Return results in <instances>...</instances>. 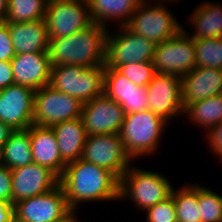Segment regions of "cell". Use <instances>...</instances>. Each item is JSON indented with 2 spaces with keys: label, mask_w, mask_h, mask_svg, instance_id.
<instances>
[{
  "label": "cell",
  "mask_w": 222,
  "mask_h": 222,
  "mask_svg": "<svg viewBox=\"0 0 222 222\" xmlns=\"http://www.w3.org/2000/svg\"><path fill=\"white\" fill-rule=\"evenodd\" d=\"M33 162L29 128L15 130L2 146V165L10 169L24 167Z\"/></svg>",
  "instance_id": "obj_26"
},
{
  "label": "cell",
  "mask_w": 222,
  "mask_h": 222,
  "mask_svg": "<svg viewBox=\"0 0 222 222\" xmlns=\"http://www.w3.org/2000/svg\"><path fill=\"white\" fill-rule=\"evenodd\" d=\"M81 159L109 170L119 180L134 161L119 134L88 135Z\"/></svg>",
  "instance_id": "obj_11"
},
{
  "label": "cell",
  "mask_w": 222,
  "mask_h": 222,
  "mask_svg": "<svg viewBox=\"0 0 222 222\" xmlns=\"http://www.w3.org/2000/svg\"><path fill=\"white\" fill-rule=\"evenodd\" d=\"M124 116L120 104L104 93L84 103L81 112L87 135L119 134Z\"/></svg>",
  "instance_id": "obj_14"
},
{
  "label": "cell",
  "mask_w": 222,
  "mask_h": 222,
  "mask_svg": "<svg viewBox=\"0 0 222 222\" xmlns=\"http://www.w3.org/2000/svg\"><path fill=\"white\" fill-rule=\"evenodd\" d=\"M12 171V204L53 190L59 178L47 167L34 162Z\"/></svg>",
  "instance_id": "obj_16"
},
{
  "label": "cell",
  "mask_w": 222,
  "mask_h": 222,
  "mask_svg": "<svg viewBox=\"0 0 222 222\" xmlns=\"http://www.w3.org/2000/svg\"><path fill=\"white\" fill-rule=\"evenodd\" d=\"M145 212L146 222H178L172 194Z\"/></svg>",
  "instance_id": "obj_32"
},
{
  "label": "cell",
  "mask_w": 222,
  "mask_h": 222,
  "mask_svg": "<svg viewBox=\"0 0 222 222\" xmlns=\"http://www.w3.org/2000/svg\"><path fill=\"white\" fill-rule=\"evenodd\" d=\"M0 199L12 204V171L7 166H0Z\"/></svg>",
  "instance_id": "obj_35"
},
{
  "label": "cell",
  "mask_w": 222,
  "mask_h": 222,
  "mask_svg": "<svg viewBox=\"0 0 222 222\" xmlns=\"http://www.w3.org/2000/svg\"><path fill=\"white\" fill-rule=\"evenodd\" d=\"M70 210L60 184L49 192L13 204L14 222H54Z\"/></svg>",
  "instance_id": "obj_12"
},
{
  "label": "cell",
  "mask_w": 222,
  "mask_h": 222,
  "mask_svg": "<svg viewBox=\"0 0 222 222\" xmlns=\"http://www.w3.org/2000/svg\"><path fill=\"white\" fill-rule=\"evenodd\" d=\"M148 90V109L162 116L169 123L172 118L184 115L182 106L181 77L156 73L152 81L146 86Z\"/></svg>",
  "instance_id": "obj_13"
},
{
  "label": "cell",
  "mask_w": 222,
  "mask_h": 222,
  "mask_svg": "<svg viewBox=\"0 0 222 222\" xmlns=\"http://www.w3.org/2000/svg\"><path fill=\"white\" fill-rule=\"evenodd\" d=\"M48 0H8L6 22L45 20Z\"/></svg>",
  "instance_id": "obj_28"
},
{
  "label": "cell",
  "mask_w": 222,
  "mask_h": 222,
  "mask_svg": "<svg viewBox=\"0 0 222 222\" xmlns=\"http://www.w3.org/2000/svg\"><path fill=\"white\" fill-rule=\"evenodd\" d=\"M10 126L0 121V147H2L8 140L10 135L14 132Z\"/></svg>",
  "instance_id": "obj_38"
},
{
  "label": "cell",
  "mask_w": 222,
  "mask_h": 222,
  "mask_svg": "<svg viewBox=\"0 0 222 222\" xmlns=\"http://www.w3.org/2000/svg\"><path fill=\"white\" fill-rule=\"evenodd\" d=\"M117 28L114 33L107 31L106 67L116 69L127 63L152 62L156 48L153 41L132 32L127 26Z\"/></svg>",
  "instance_id": "obj_7"
},
{
  "label": "cell",
  "mask_w": 222,
  "mask_h": 222,
  "mask_svg": "<svg viewBox=\"0 0 222 222\" xmlns=\"http://www.w3.org/2000/svg\"><path fill=\"white\" fill-rule=\"evenodd\" d=\"M105 65L86 68L77 65L53 66L49 85L81 103L103 94Z\"/></svg>",
  "instance_id": "obj_6"
},
{
  "label": "cell",
  "mask_w": 222,
  "mask_h": 222,
  "mask_svg": "<svg viewBox=\"0 0 222 222\" xmlns=\"http://www.w3.org/2000/svg\"><path fill=\"white\" fill-rule=\"evenodd\" d=\"M29 135L33 162L47 167L60 178L67 164L60 156L57 138L52 127L31 125Z\"/></svg>",
  "instance_id": "obj_20"
},
{
  "label": "cell",
  "mask_w": 222,
  "mask_h": 222,
  "mask_svg": "<svg viewBox=\"0 0 222 222\" xmlns=\"http://www.w3.org/2000/svg\"><path fill=\"white\" fill-rule=\"evenodd\" d=\"M182 106L222 94V70L195 67L182 78Z\"/></svg>",
  "instance_id": "obj_19"
},
{
  "label": "cell",
  "mask_w": 222,
  "mask_h": 222,
  "mask_svg": "<svg viewBox=\"0 0 222 222\" xmlns=\"http://www.w3.org/2000/svg\"><path fill=\"white\" fill-rule=\"evenodd\" d=\"M11 66L15 84L36 91L50 83L52 65L48 52L16 54Z\"/></svg>",
  "instance_id": "obj_18"
},
{
  "label": "cell",
  "mask_w": 222,
  "mask_h": 222,
  "mask_svg": "<svg viewBox=\"0 0 222 222\" xmlns=\"http://www.w3.org/2000/svg\"><path fill=\"white\" fill-rule=\"evenodd\" d=\"M201 222H222V195L198 184Z\"/></svg>",
  "instance_id": "obj_30"
},
{
  "label": "cell",
  "mask_w": 222,
  "mask_h": 222,
  "mask_svg": "<svg viewBox=\"0 0 222 222\" xmlns=\"http://www.w3.org/2000/svg\"><path fill=\"white\" fill-rule=\"evenodd\" d=\"M173 186L169 178L155 170L134 167L133 162L122 175L119 185V200L128 201L136 210L145 212L171 195Z\"/></svg>",
  "instance_id": "obj_4"
},
{
  "label": "cell",
  "mask_w": 222,
  "mask_h": 222,
  "mask_svg": "<svg viewBox=\"0 0 222 222\" xmlns=\"http://www.w3.org/2000/svg\"><path fill=\"white\" fill-rule=\"evenodd\" d=\"M168 124L162 116L149 109L125 114L119 136L131 159L154 154Z\"/></svg>",
  "instance_id": "obj_3"
},
{
  "label": "cell",
  "mask_w": 222,
  "mask_h": 222,
  "mask_svg": "<svg viewBox=\"0 0 222 222\" xmlns=\"http://www.w3.org/2000/svg\"><path fill=\"white\" fill-rule=\"evenodd\" d=\"M35 91L19 84L0 90V121L13 130H27L33 125Z\"/></svg>",
  "instance_id": "obj_15"
},
{
  "label": "cell",
  "mask_w": 222,
  "mask_h": 222,
  "mask_svg": "<svg viewBox=\"0 0 222 222\" xmlns=\"http://www.w3.org/2000/svg\"><path fill=\"white\" fill-rule=\"evenodd\" d=\"M195 67H210L222 70V38L194 40Z\"/></svg>",
  "instance_id": "obj_29"
},
{
  "label": "cell",
  "mask_w": 222,
  "mask_h": 222,
  "mask_svg": "<svg viewBox=\"0 0 222 222\" xmlns=\"http://www.w3.org/2000/svg\"><path fill=\"white\" fill-rule=\"evenodd\" d=\"M116 70L126 76L133 84L146 87L156 75L152 62L127 63L120 65Z\"/></svg>",
  "instance_id": "obj_31"
},
{
  "label": "cell",
  "mask_w": 222,
  "mask_h": 222,
  "mask_svg": "<svg viewBox=\"0 0 222 222\" xmlns=\"http://www.w3.org/2000/svg\"><path fill=\"white\" fill-rule=\"evenodd\" d=\"M0 222H14L13 204L0 199Z\"/></svg>",
  "instance_id": "obj_37"
},
{
  "label": "cell",
  "mask_w": 222,
  "mask_h": 222,
  "mask_svg": "<svg viewBox=\"0 0 222 222\" xmlns=\"http://www.w3.org/2000/svg\"><path fill=\"white\" fill-rule=\"evenodd\" d=\"M45 21L49 39L69 36L93 24L87 0H48Z\"/></svg>",
  "instance_id": "obj_9"
},
{
  "label": "cell",
  "mask_w": 222,
  "mask_h": 222,
  "mask_svg": "<svg viewBox=\"0 0 222 222\" xmlns=\"http://www.w3.org/2000/svg\"><path fill=\"white\" fill-rule=\"evenodd\" d=\"M14 83L11 61H0V90Z\"/></svg>",
  "instance_id": "obj_36"
},
{
  "label": "cell",
  "mask_w": 222,
  "mask_h": 222,
  "mask_svg": "<svg viewBox=\"0 0 222 222\" xmlns=\"http://www.w3.org/2000/svg\"><path fill=\"white\" fill-rule=\"evenodd\" d=\"M108 29L93 23L87 29L66 37L49 39L48 57L51 65H77L86 68L105 65Z\"/></svg>",
  "instance_id": "obj_2"
},
{
  "label": "cell",
  "mask_w": 222,
  "mask_h": 222,
  "mask_svg": "<svg viewBox=\"0 0 222 222\" xmlns=\"http://www.w3.org/2000/svg\"><path fill=\"white\" fill-rule=\"evenodd\" d=\"M77 210L71 209L66 215L62 216L61 218L55 220L54 222H80L77 220Z\"/></svg>",
  "instance_id": "obj_39"
},
{
  "label": "cell",
  "mask_w": 222,
  "mask_h": 222,
  "mask_svg": "<svg viewBox=\"0 0 222 222\" xmlns=\"http://www.w3.org/2000/svg\"><path fill=\"white\" fill-rule=\"evenodd\" d=\"M59 184L73 210L89 201H119L120 180L109 170L82 159L66 165Z\"/></svg>",
  "instance_id": "obj_1"
},
{
  "label": "cell",
  "mask_w": 222,
  "mask_h": 222,
  "mask_svg": "<svg viewBox=\"0 0 222 222\" xmlns=\"http://www.w3.org/2000/svg\"><path fill=\"white\" fill-rule=\"evenodd\" d=\"M142 0H87L93 23L109 29L110 22L126 26Z\"/></svg>",
  "instance_id": "obj_23"
},
{
  "label": "cell",
  "mask_w": 222,
  "mask_h": 222,
  "mask_svg": "<svg viewBox=\"0 0 222 222\" xmlns=\"http://www.w3.org/2000/svg\"><path fill=\"white\" fill-rule=\"evenodd\" d=\"M188 16V22L193 28V33L189 36L194 40L222 38L221 4L203 1Z\"/></svg>",
  "instance_id": "obj_24"
},
{
  "label": "cell",
  "mask_w": 222,
  "mask_h": 222,
  "mask_svg": "<svg viewBox=\"0 0 222 222\" xmlns=\"http://www.w3.org/2000/svg\"><path fill=\"white\" fill-rule=\"evenodd\" d=\"M178 222H201L198 203V183H187L171 192Z\"/></svg>",
  "instance_id": "obj_27"
},
{
  "label": "cell",
  "mask_w": 222,
  "mask_h": 222,
  "mask_svg": "<svg viewBox=\"0 0 222 222\" xmlns=\"http://www.w3.org/2000/svg\"><path fill=\"white\" fill-rule=\"evenodd\" d=\"M16 54L48 52V31L45 20L8 23Z\"/></svg>",
  "instance_id": "obj_21"
},
{
  "label": "cell",
  "mask_w": 222,
  "mask_h": 222,
  "mask_svg": "<svg viewBox=\"0 0 222 222\" xmlns=\"http://www.w3.org/2000/svg\"><path fill=\"white\" fill-rule=\"evenodd\" d=\"M7 10H8V0H0V22L6 20Z\"/></svg>",
  "instance_id": "obj_40"
},
{
  "label": "cell",
  "mask_w": 222,
  "mask_h": 222,
  "mask_svg": "<svg viewBox=\"0 0 222 222\" xmlns=\"http://www.w3.org/2000/svg\"><path fill=\"white\" fill-rule=\"evenodd\" d=\"M2 165V147H0V166Z\"/></svg>",
  "instance_id": "obj_41"
},
{
  "label": "cell",
  "mask_w": 222,
  "mask_h": 222,
  "mask_svg": "<svg viewBox=\"0 0 222 222\" xmlns=\"http://www.w3.org/2000/svg\"><path fill=\"white\" fill-rule=\"evenodd\" d=\"M204 136L211 150L210 152H213L215 156L222 160V121L205 132Z\"/></svg>",
  "instance_id": "obj_34"
},
{
  "label": "cell",
  "mask_w": 222,
  "mask_h": 222,
  "mask_svg": "<svg viewBox=\"0 0 222 222\" xmlns=\"http://www.w3.org/2000/svg\"><path fill=\"white\" fill-rule=\"evenodd\" d=\"M174 1L179 2L178 0H142L126 26L132 32L155 44L174 37L183 27L165 5Z\"/></svg>",
  "instance_id": "obj_5"
},
{
  "label": "cell",
  "mask_w": 222,
  "mask_h": 222,
  "mask_svg": "<svg viewBox=\"0 0 222 222\" xmlns=\"http://www.w3.org/2000/svg\"><path fill=\"white\" fill-rule=\"evenodd\" d=\"M188 122L204 128L207 132L222 121V94L189 104L184 109Z\"/></svg>",
  "instance_id": "obj_25"
},
{
  "label": "cell",
  "mask_w": 222,
  "mask_h": 222,
  "mask_svg": "<svg viewBox=\"0 0 222 222\" xmlns=\"http://www.w3.org/2000/svg\"><path fill=\"white\" fill-rule=\"evenodd\" d=\"M83 103L73 96L59 92L50 85L34 94L32 123L35 126H49L81 117Z\"/></svg>",
  "instance_id": "obj_10"
},
{
  "label": "cell",
  "mask_w": 222,
  "mask_h": 222,
  "mask_svg": "<svg viewBox=\"0 0 222 222\" xmlns=\"http://www.w3.org/2000/svg\"><path fill=\"white\" fill-rule=\"evenodd\" d=\"M16 56L8 30V22H0V61H11Z\"/></svg>",
  "instance_id": "obj_33"
},
{
  "label": "cell",
  "mask_w": 222,
  "mask_h": 222,
  "mask_svg": "<svg viewBox=\"0 0 222 222\" xmlns=\"http://www.w3.org/2000/svg\"><path fill=\"white\" fill-rule=\"evenodd\" d=\"M51 127L55 132L62 160L68 164L81 159L88 136L81 117L59 122Z\"/></svg>",
  "instance_id": "obj_22"
},
{
  "label": "cell",
  "mask_w": 222,
  "mask_h": 222,
  "mask_svg": "<svg viewBox=\"0 0 222 222\" xmlns=\"http://www.w3.org/2000/svg\"><path fill=\"white\" fill-rule=\"evenodd\" d=\"M184 27L174 37L156 44L152 64L156 73L183 77L195 68V43Z\"/></svg>",
  "instance_id": "obj_8"
},
{
  "label": "cell",
  "mask_w": 222,
  "mask_h": 222,
  "mask_svg": "<svg viewBox=\"0 0 222 222\" xmlns=\"http://www.w3.org/2000/svg\"><path fill=\"white\" fill-rule=\"evenodd\" d=\"M103 93L123 108L124 114L148 110V90L133 84L116 69L105 66Z\"/></svg>",
  "instance_id": "obj_17"
}]
</instances>
